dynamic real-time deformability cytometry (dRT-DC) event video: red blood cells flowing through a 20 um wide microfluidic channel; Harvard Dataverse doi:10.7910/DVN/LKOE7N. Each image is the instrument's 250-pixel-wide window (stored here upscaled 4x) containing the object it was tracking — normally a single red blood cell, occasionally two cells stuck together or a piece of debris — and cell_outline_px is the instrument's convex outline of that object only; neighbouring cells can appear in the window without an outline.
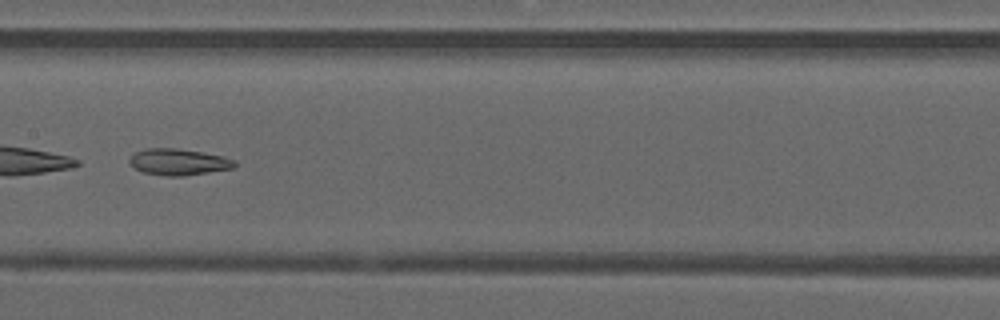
{"species": "common noctule bat (a hibernating species)", "species_latin": "Nyctalus noctula", "temperature_condition": "warm", "stored_images_in_passage": 45, "camera_frame_rate_fps": 3000, "um_per_image_px": 0.085, "animal": {"sex": "male", "forearm_length_mm": 52.5}, "frame": {"image": 1, "passage_image": 22, "time_ms": 7.0, "image_size_px": [1000, 320], "cell_outline_px": [[236, 168], [184, 176], [168, 176], [144, 172], [128, 164], [128, 160], [136, 152], [144, 148], [176, 148], [200, 152], [220, 156], [236, 160]], "centroid_in_image_um": [15.18, 13.77], "position_along_channel_um": 192.2, "area_um2": 16.13}}
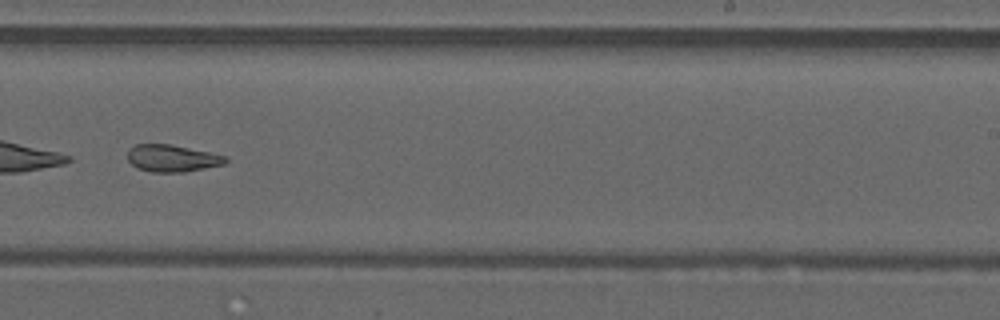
{"frame": {"image": 2, "passage_image": 28, "time_ms": 9.0, "image_size_px": [1000, 320], "cell_outline_px": [[228, 160], [224, 164], [184, 172], [152, 172], [136, 168], [128, 160], [128, 148], [136, 144], [172, 144], [228, 156]], "centroid_in_image_um": [14.63, 13.44], "position_along_channel_um": 274.4, "area_um2": 15.55}}
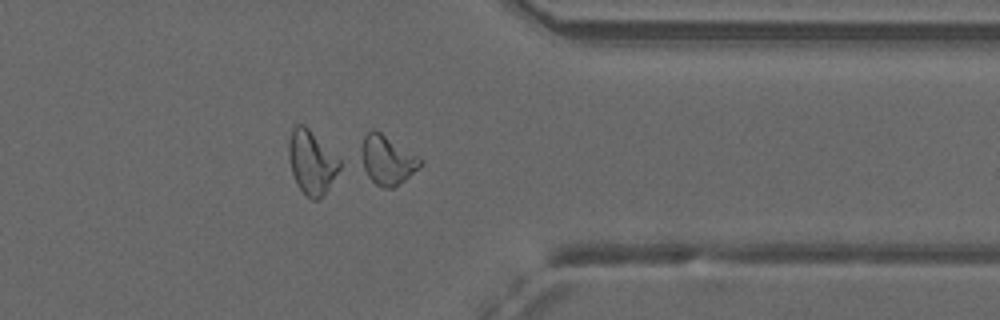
{"frame": {"image": 3, "passage_image": 36, "time_ms": 11.667, "image_size_px": [1000, 320], "cell_outline_px": [[424, 164], [420, 168], [404, 180], [392, 188], [384, 188], [376, 184], [368, 176], [364, 168], [360, 152], [360, 148], [364, 136], [372, 128], [380, 132], [424, 160]], "centroid_in_image_um": [32.92, 13.59], "position_along_channel_um": 378.5, "area_um2": 16.82}, "authors_computed_cell_mechanics": {"area_um2": 24.4494, "velocity_mm_per_s": 4.1312, "shape_relaxation_time_tau1_ms": null, "shape_relaxation_time_tau2_ms": 3.1793, "deformation_change_tau1": null, "deformation_change_tau2": 0.1142}}